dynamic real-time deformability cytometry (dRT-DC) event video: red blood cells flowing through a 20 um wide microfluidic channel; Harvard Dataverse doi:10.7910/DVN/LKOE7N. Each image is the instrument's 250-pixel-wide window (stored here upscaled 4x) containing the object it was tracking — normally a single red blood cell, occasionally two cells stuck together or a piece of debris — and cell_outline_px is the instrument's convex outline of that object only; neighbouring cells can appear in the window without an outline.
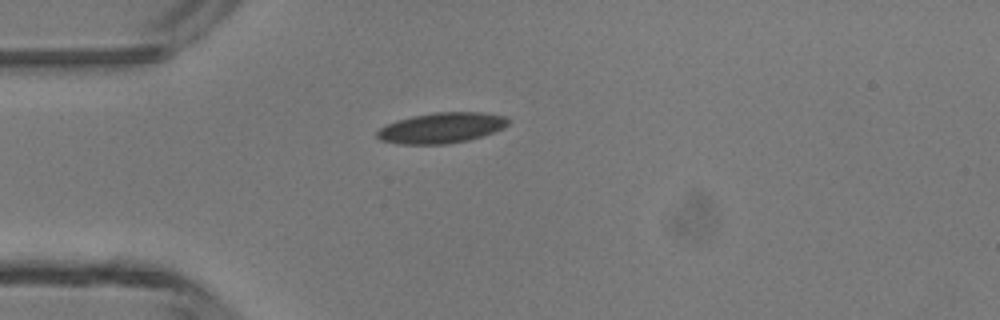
{"species": "common noctule bat (a hibernating species)", "species_latin": "Nyctalus noctula", "temperature_condition": "room temperature", "stored_images_in_passage": 2, "camera_frame_rate_fps": 3000, "um_per_image_px": 0.085, "animal": {"sex": "male", "body_mass_g": 13.3}, "frame": {"image": 1, "passage_image": 2, "time_ms": 2.0, "image_size_px": [1000, 320], "cell_outline_px": [[508, 124], [504, 128], [468, 140], [448, 144], [400, 144], [380, 140], [376, 136], [376, 132], [380, 128], [396, 120], [412, 116], [436, 112], [480, 112], [504, 116], [508, 120]], "centroid_in_image_um": [37.49, 10.87], "position_along_channel_um": 47.5, "area_um2": 23.18}}